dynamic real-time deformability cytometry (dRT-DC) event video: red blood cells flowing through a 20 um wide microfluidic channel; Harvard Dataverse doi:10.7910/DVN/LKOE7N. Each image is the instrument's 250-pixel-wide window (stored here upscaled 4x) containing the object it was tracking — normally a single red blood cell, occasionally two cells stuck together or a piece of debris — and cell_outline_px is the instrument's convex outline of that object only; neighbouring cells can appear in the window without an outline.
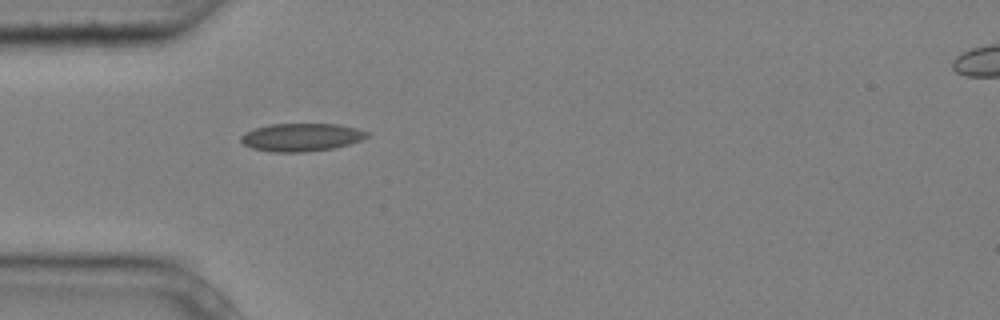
{"species": "common noctule bat (a hibernating species)", "species_latin": "Nyctalus noctula", "temperature_condition": "cold", "stored_images_in_passage": 1, "camera_frame_rate_fps": 3000, "um_per_image_px": 0.085, "animal": {"sex": "male", "body_mass_g": 20.4}, "frame": {"image": 1, "passage_image": 1, "time_ms": 0.0, "image_size_px": [1000, 320], "cell_outline_px": [[368, 136], [360, 140], [336, 148], [308, 152], [272, 152], [252, 148], [244, 144], [240, 140], [240, 136], [244, 132], [256, 128], [272, 124], [336, 124], [356, 128], [368, 132]], "centroid_in_image_um": [25.6, 11.67], "position_along_channel_um": 59.4, "area_um2": 20.52}}